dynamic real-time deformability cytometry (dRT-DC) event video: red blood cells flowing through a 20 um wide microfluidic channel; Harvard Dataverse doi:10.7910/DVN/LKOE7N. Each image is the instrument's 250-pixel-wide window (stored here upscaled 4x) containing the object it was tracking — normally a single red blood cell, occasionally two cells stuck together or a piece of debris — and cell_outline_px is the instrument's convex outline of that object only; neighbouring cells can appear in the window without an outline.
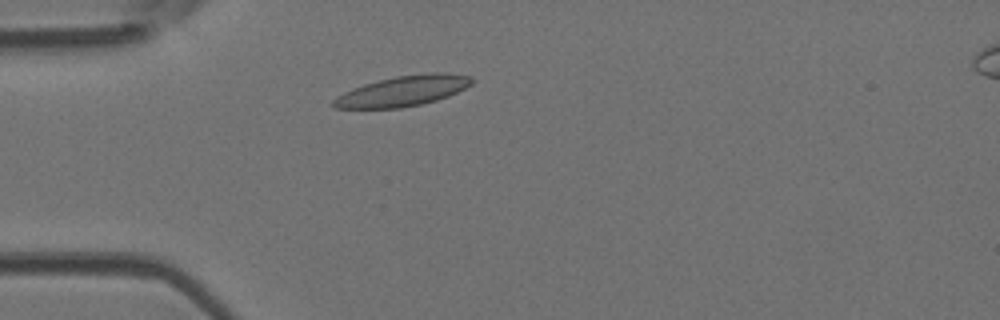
{"species": "Egyptian fruit bat (a non-hibernating species)", "species_latin": "Rousettus aegyptiacus", "temperature_condition": "room temperature", "stored_images_in_passage": 44, "camera_frame_rate_fps": 3000, "um_per_image_px": 0.085, "animal": {"sex": "female"}, "frame": {"image": 1, "passage_image": 8, "time_ms": 2.333, "image_size_px": [1000, 320], "cell_outline_px": [[476, 80], [472, 84], [448, 96], [436, 100], [420, 104], [400, 108], [332, 108], [328, 104], [336, 96], [352, 88], [364, 84], [396, 76], [428, 72], [444, 72], [468, 76]], "centroid_in_image_um": [34.2, 7.73], "position_along_channel_um": 50.8, "area_um2": 24.57}}
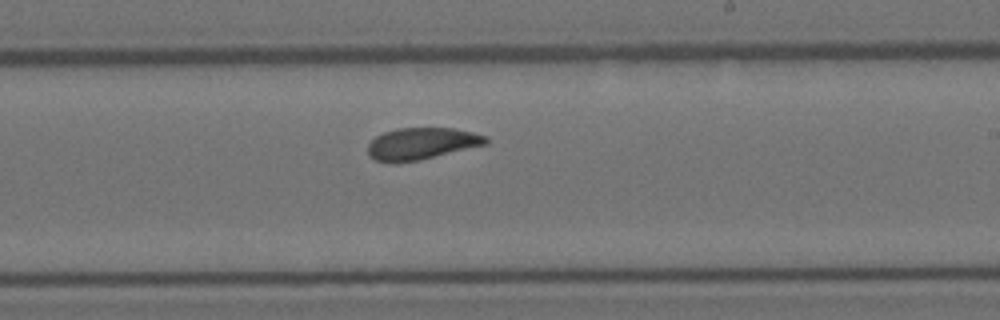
{"frame": {"image": 2, "passage_image": 24, "time_ms": 7.667, "image_size_px": [1000, 320], "cell_outline_px": [[488, 144], [420, 160], [376, 160], [368, 156], [368, 144], [376, 136], [384, 132], [396, 128], [452, 128], [472, 132], [488, 136]], "centroid_in_image_um": [35.89, 12.17], "position_along_channel_um": 253.1, "area_um2": 21.5}}
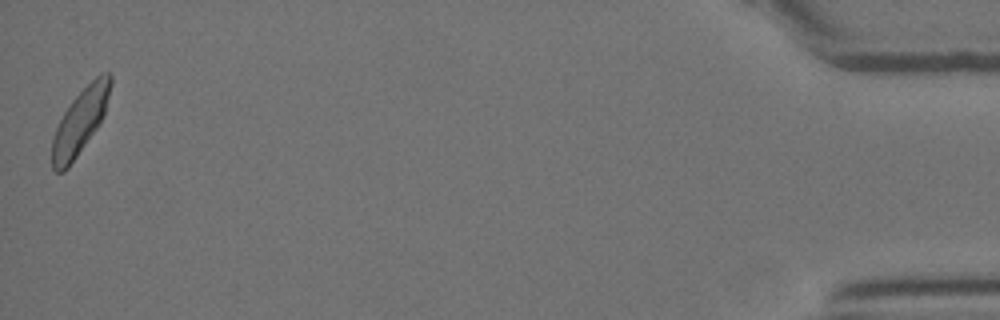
{"frame": {"image": 3, "passage_image": 44, "time_ms": 14.333, "image_size_px": [1000, 320], "cell_outline_px": [[112, 84], [104, 116], [100, 124], [68, 168], [64, 172], [56, 172], [52, 168], [52, 136], [64, 112], [72, 100], [96, 76], [104, 72], [108, 72], [112, 76]], "centroid_in_image_um": [6.82, 10.33], "position_along_channel_um": 428.4, "area_um2": 22.14}, "authors_computed_cell_mechanics": {"area_um2": 22.4842, "velocity_mm_per_s": 4.0163, "shape_relaxation_time_tau1_ms": 5.0975, "shape_relaxation_time_tau2_ms": 2.9468, "deformation_change_tau1": 0.1299, "deformation_change_tau2": 0.0916}}